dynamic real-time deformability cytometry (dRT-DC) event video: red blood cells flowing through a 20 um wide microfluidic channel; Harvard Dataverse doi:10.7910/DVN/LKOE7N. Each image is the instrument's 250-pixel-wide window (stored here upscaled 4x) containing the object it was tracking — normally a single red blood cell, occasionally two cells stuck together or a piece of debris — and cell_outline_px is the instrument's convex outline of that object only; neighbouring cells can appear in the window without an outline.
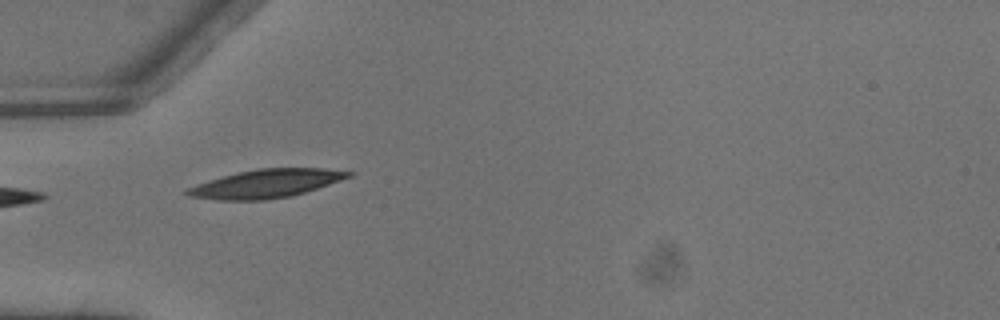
{"species": "common noctule bat (a hibernating species)", "species_latin": "Nyctalus noctula", "temperature_condition": "warm", "stored_images_in_passage": 3, "camera_frame_rate_fps": 3000, "um_per_image_px": 0.085, "animal": {"sex": "male", "body_mass_g": 13.3}, "frame": {"image": 1, "passage_image": 2, "time_ms": 0.333, "image_size_px": [1000, 320], "cell_outline_px": [[356, 172], [352, 176], [292, 196], [264, 200], [216, 200], [188, 196], [184, 192], [188, 188], [196, 184], [224, 176], [240, 172], [260, 168], [324, 168]], "centroid_in_image_um": [22.63, 15.61], "position_along_channel_um": 62.4, "area_um2": 26.41}}
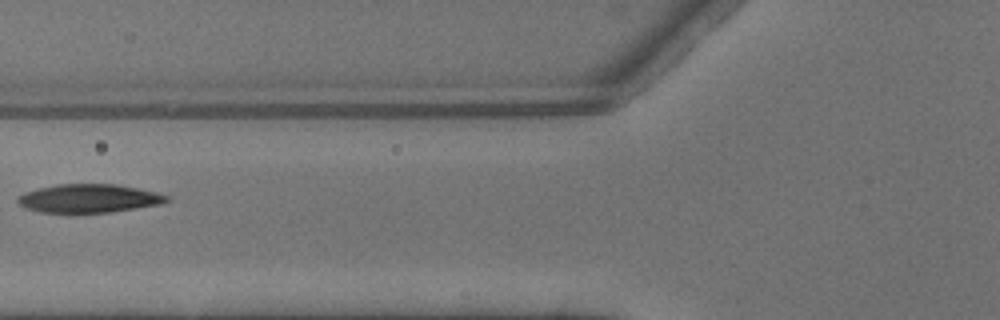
{"frame": {"image": 2, "passage_image": 3, "time_ms": 0.667, "image_size_px": [1000, 320], "cell_outline_px": [[172, 200], [160, 204], [112, 212], [72, 216], [40, 212], [24, 208], [16, 200], [16, 196], [24, 192], [56, 184], [116, 184], [156, 192], [168, 196]], "centroid_in_image_um": [7.49, 16.91], "position_along_channel_um": 118.3, "area_um2": 25.72}}